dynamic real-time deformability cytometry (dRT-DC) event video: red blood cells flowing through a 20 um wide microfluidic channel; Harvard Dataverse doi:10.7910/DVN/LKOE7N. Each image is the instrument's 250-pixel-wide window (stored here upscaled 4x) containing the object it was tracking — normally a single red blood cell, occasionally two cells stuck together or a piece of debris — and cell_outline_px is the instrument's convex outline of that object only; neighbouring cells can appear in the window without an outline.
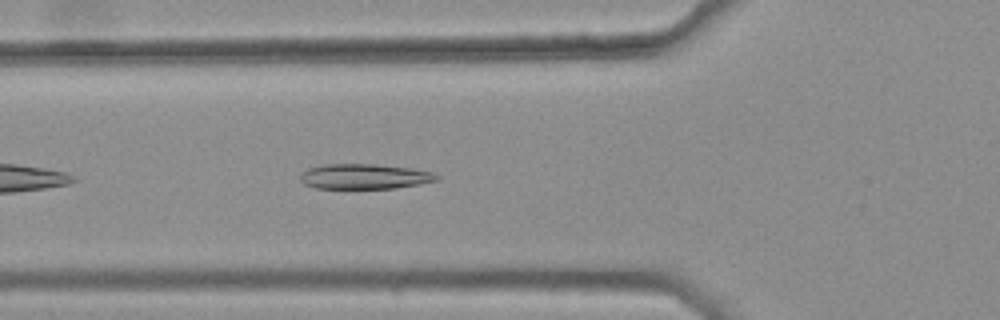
{"species": "common noctule bat (a hibernating species)", "species_latin": "Nyctalus noctula", "temperature_condition": "warm", "stored_images_in_passage": 30, "camera_frame_rate_fps": 3000, "um_per_image_px": 0.085, "animal": {"sex": "female", "body_mass_g": 25.1}, "frame": {"image": 1, "passage_image": 5, "time_ms": 1.333, "image_size_px": [1000, 320], "cell_outline_px": [[440, 180], [420, 184], [396, 188], [316, 188], [304, 184], [300, 180], [300, 172], [308, 168], [324, 164], [372, 164], [412, 168], [436, 172], [440, 176]], "centroid_in_image_um": [31.02, 14.99], "position_along_channel_um": 94.8, "area_um2": 20.23}}
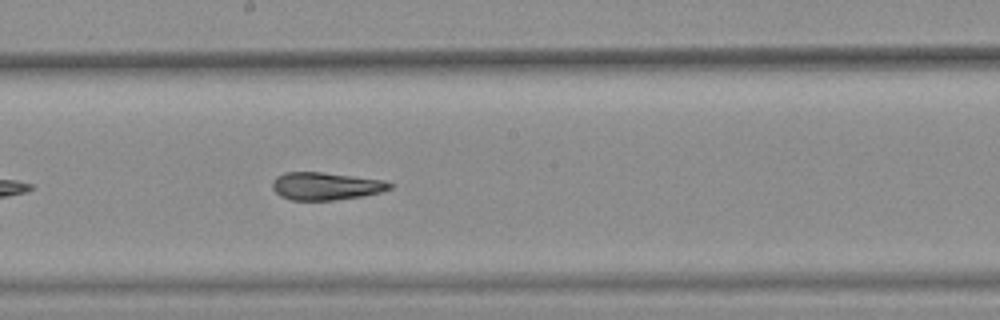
{"frame": {"image": 2, "passage_image": 15, "time_ms": 4.667, "image_size_px": [1000, 320], "cell_outline_px": [[392, 188], [380, 192], [364, 196], [332, 200], [292, 200], [280, 196], [272, 188], [272, 180], [276, 176], [284, 172], [320, 172], [384, 180], [392, 184]], "centroid_in_image_um": [27.66, 15.82], "position_along_channel_um": 220.5, "area_um2": 18.9}}
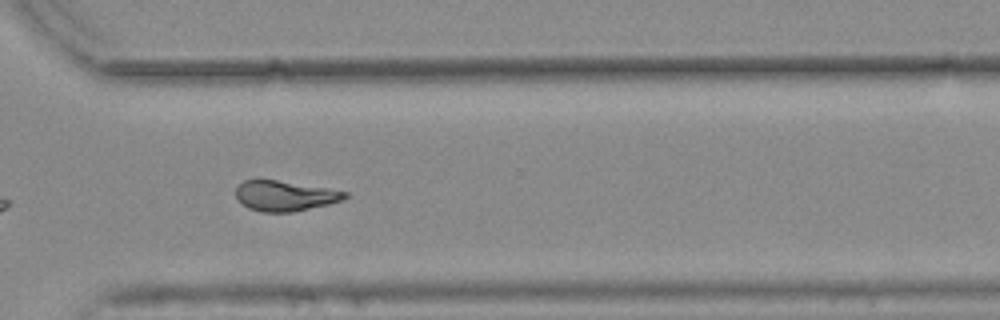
{"frame": {"image": 3, "passage_image": 25, "time_ms": 8.0, "image_size_px": [1000, 320], "cell_outline_px": [[348, 196], [344, 200], [328, 204], [292, 212], [260, 212], [248, 208], [236, 196], [236, 188], [244, 180], [276, 180], [348, 192]], "centroid_in_image_um": [24.21, 16.65], "position_along_channel_um": 346.4, "area_um2": 18.9}, "authors_computed_cell_mechanics": {"area_um2": 19.4786, "velocity_mm_per_s": 3.771, "shape_relaxation_time_tau1_ms": null, "shape_relaxation_time_tau2_ms": 2.7415, "deformation_change_tau1": null, "deformation_change_tau2": 0.1051}}